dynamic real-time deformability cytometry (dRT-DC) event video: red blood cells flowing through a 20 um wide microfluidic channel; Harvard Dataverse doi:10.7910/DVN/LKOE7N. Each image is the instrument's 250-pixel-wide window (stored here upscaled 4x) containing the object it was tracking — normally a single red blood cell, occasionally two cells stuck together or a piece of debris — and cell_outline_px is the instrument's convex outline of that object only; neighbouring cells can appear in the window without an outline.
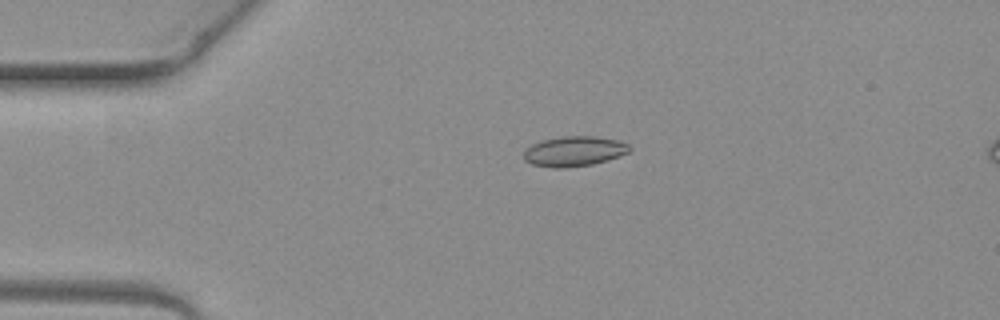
{"species": "common noctule bat (a hibernating species)", "species_latin": "Nyctalus noctula", "temperature_condition": "warm", "stored_images_in_passage": 5, "camera_frame_rate_fps": 3000, "um_per_image_px": 0.085, "animal": {"sex": "female", "body_mass_g": 19.3, "forearm_length_mm": 54.1}, "frame": {"image": 1, "passage_image": 3, "time_ms": 0.667, "image_size_px": [1000, 320], "cell_outline_px": [[632, 148], [628, 152], [620, 156], [608, 160], [592, 164], [564, 168], [552, 168], [532, 164], [524, 160], [524, 152], [532, 144], [544, 140], [564, 136], [592, 136], [620, 140], [628, 144]], "centroid_in_image_um": [48.83, 12.86], "position_along_channel_um": 36.2, "area_um2": 18.5}}